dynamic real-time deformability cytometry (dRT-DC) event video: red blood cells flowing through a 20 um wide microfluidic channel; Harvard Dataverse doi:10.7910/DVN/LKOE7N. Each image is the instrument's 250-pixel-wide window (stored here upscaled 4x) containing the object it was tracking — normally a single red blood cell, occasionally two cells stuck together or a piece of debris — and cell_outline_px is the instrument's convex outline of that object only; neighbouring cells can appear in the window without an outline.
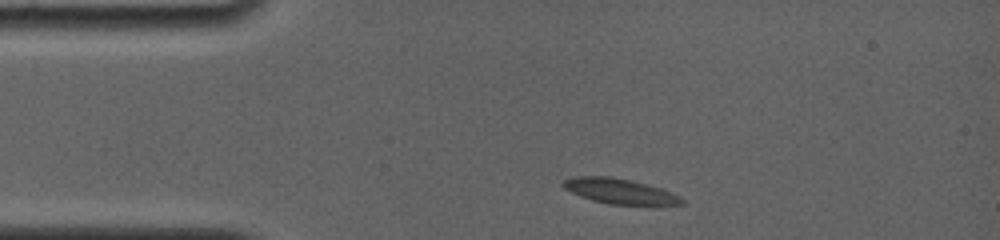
{"species": "common noctule bat (a hibernating species)", "species_latin": "Nyctalus noctula", "temperature_condition": "room temperature", "stored_images_in_passage": 10, "camera_frame_rate_fps": 4000, "um_per_image_px": 0.085, "animal": {"sex": "female", "body_mass_g": 19.0, "forearm_length_mm": 56.7}, "frame": {"image": 1, "passage_image": 1, "time_ms": 0.0, "image_size_px": [1000, 240], "cell_outline_px": [[684, 204], [652, 208], [608, 204], [592, 200], [580, 196], [564, 188], [560, 184], [564, 180], [576, 176], [612, 176], [632, 180], [664, 188], [680, 196], [684, 200]], "centroid_in_image_um": [52.82, 16.3], "position_along_channel_um": 32.2, "area_um2": 18.55}}
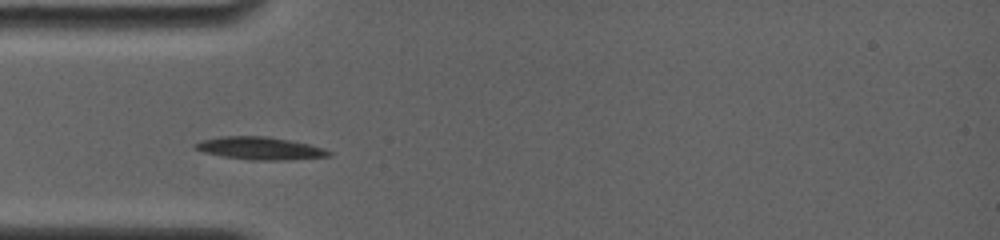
{"frame": {"image": 2, "passage_image": 6, "time_ms": 1.75, "image_size_px": [1000, 240], "cell_outline_px": [[332, 156], [280, 160], [252, 160], [224, 156], [204, 152], [192, 148], [192, 144], [200, 140], [220, 136], [264, 136], [288, 140], [308, 144], [324, 148], [332, 152]], "centroid_in_image_um": [22.05, 12.6], "position_along_channel_um": 63.0, "area_um2": 17.57}}
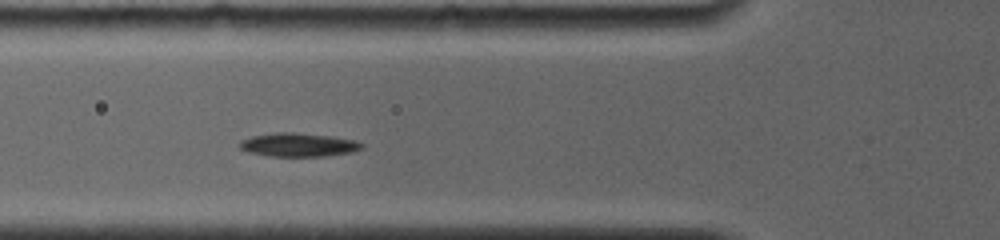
{"frame": {"image": 3, "passage_image": 9, "time_ms": 2.75, "image_size_px": [1000, 240], "cell_outline_px": [[364, 148], [352, 152], [324, 156], [268, 156], [248, 152], [240, 148], [236, 144], [240, 140], [252, 136], [276, 132], [292, 132], [332, 136], [352, 140], [364, 144]], "centroid_in_image_um": [25.32, 12.31], "position_along_channel_um": 100.5, "area_um2": 16.88}}